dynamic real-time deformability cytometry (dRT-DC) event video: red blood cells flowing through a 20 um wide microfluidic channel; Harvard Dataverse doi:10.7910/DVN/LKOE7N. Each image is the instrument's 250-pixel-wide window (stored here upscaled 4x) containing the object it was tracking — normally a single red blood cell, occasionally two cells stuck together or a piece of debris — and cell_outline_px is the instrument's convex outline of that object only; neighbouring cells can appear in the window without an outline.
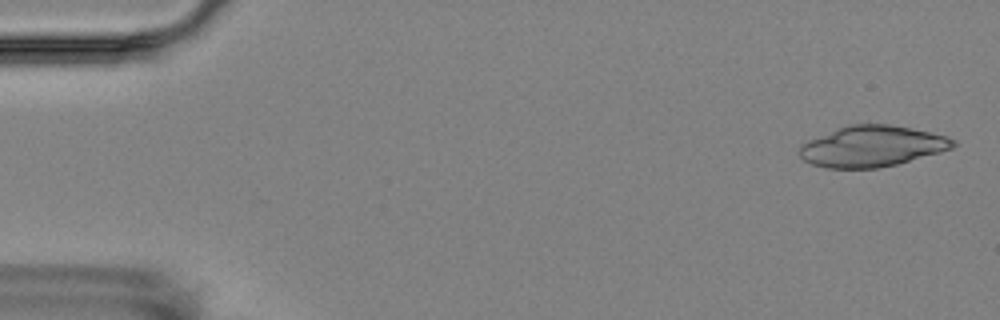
{"species": "Egyptian fruit bat (a non-hibernating species)", "species_latin": "Rousettus aegyptiacus", "temperature_condition": "room temperature", "stored_images_in_passage": 4, "camera_frame_rate_fps": 3000, "um_per_image_px": 0.085, "animal": {"sex": "female"}, "frame": {"image": 1, "passage_image": 1, "time_ms": 0.0, "image_size_px": [1000, 320], "cell_outline_px": [[956, 144], [952, 148], [940, 152], [896, 164], [880, 168], [828, 168], [812, 164], [804, 160], [800, 156], [800, 144], [808, 140], [848, 124], [888, 124], [912, 128], [948, 136], [956, 140]], "centroid_in_image_um": [74.13, 12.43], "position_along_channel_um": 10.9, "area_um2": 36.53}}